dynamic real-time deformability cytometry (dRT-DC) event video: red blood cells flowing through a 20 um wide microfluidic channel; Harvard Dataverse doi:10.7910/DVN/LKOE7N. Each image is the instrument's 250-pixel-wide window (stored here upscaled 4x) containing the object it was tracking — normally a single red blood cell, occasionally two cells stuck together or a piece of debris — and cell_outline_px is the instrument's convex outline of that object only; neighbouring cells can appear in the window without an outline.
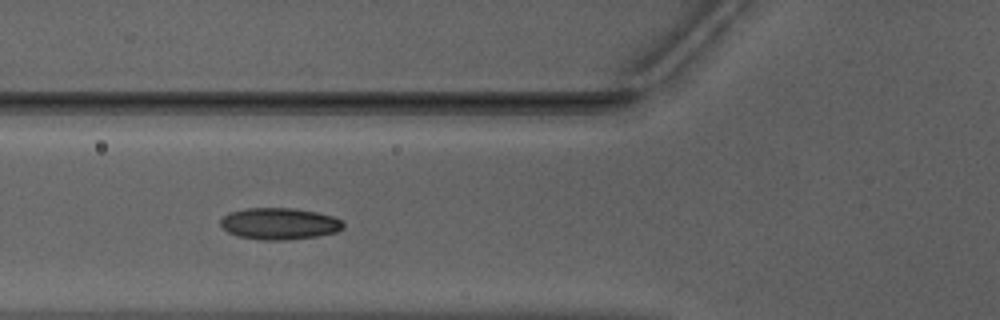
{"species": "Egyptian fruit bat (a non-hibernating species)", "species_latin": "Rousettus aegyptiacus", "temperature_condition": "warm", "stored_images_in_passage": 34, "camera_frame_rate_fps": 3000, "um_per_image_px": 0.085, "animal": {"sex": "male"}, "frame": {"image": 1, "passage_image": 7, "time_ms": 2.0, "image_size_px": [1000, 320], "cell_outline_px": [[344, 228], [336, 232], [320, 236], [284, 240], [260, 240], [236, 236], [228, 232], [220, 224], [220, 220], [228, 212], [248, 208], [296, 208], [316, 212], [332, 216], [340, 220], [344, 224]], "centroid_in_image_um": [23.74, 19.02], "position_along_channel_um": 102.1, "area_um2": 22.77}}
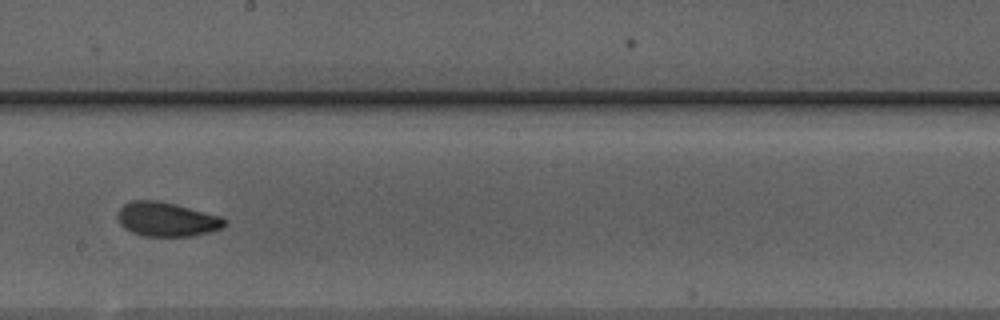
{"frame": {"image": 2, "passage_image": 17, "time_ms": 5.333, "image_size_px": [1000, 320], "cell_outline_px": [[228, 224], [224, 228], [192, 236], [140, 236], [124, 228], [120, 224], [116, 216], [120, 208], [124, 204], [132, 200], [156, 200], [220, 216], [228, 220]], "centroid_in_image_um": [14.16, 18.66], "position_along_channel_um": 234.0, "area_um2": 21.33}}
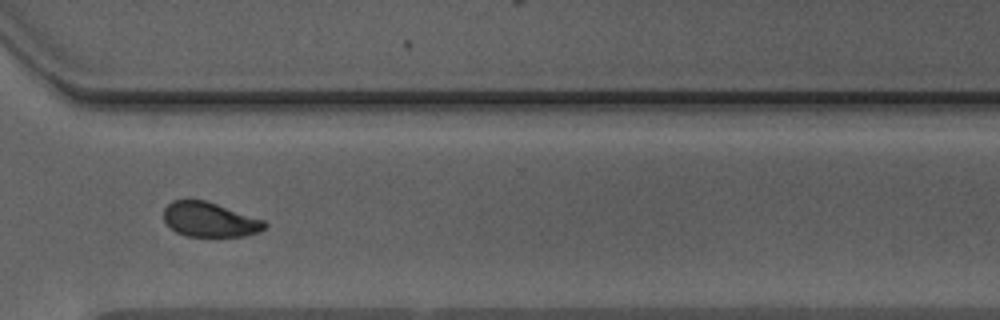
{"frame": {"image": 3, "passage_image": 26, "time_ms": 8.333, "image_size_px": [1000, 320], "cell_outline_px": [[268, 224], [260, 232], [244, 236], [188, 236], [176, 232], [164, 220], [164, 208], [172, 200], [188, 196], [204, 200], [264, 220]], "centroid_in_image_um": [17.79, 18.63], "position_along_channel_um": 352.8, "area_um2": 20.58}, "authors_computed_cell_mechanics": {"area_um2": 21.2993, "velocity_mm_per_s": 3.9639, "shape_relaxation_time_tau1_ms": 5.2061, "shape_relaxation_time_tau2_ms": 1.3872, "deformation_change_tau1": 0.1168, "deformation_change_tau2": 0.0634}}